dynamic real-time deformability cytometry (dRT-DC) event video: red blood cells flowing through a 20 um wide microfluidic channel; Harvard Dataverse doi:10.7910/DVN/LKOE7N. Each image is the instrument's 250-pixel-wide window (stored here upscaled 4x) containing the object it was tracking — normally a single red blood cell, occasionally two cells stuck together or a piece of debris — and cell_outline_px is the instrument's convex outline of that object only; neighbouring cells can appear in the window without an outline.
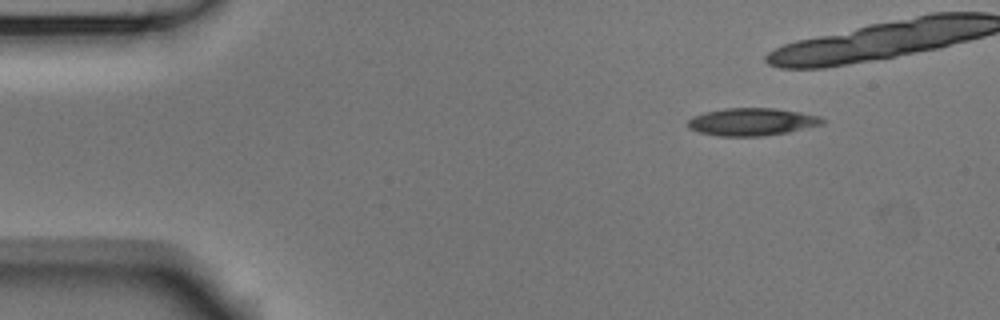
{"species": "Egyptian fruit bat (a non-hibernating species)", "species_latin": "Rousettus aegyptiacus", "temperature_condition": "room temperature", "stored_images_in_passage": 4, "camera_frame_rate_fps": 3000, "um_per_image_px": 0.085, "animal": {"sex": "male"}, "frame": {"image": 1, "passage_image": 1, "time_ms": 0.0, "image_size_px": [1000, 320], "cell_outline_px": [[824, 124], [788, 132], [760, 136], [716, 136], [700, 132], [688, 128], [688, 120], [692, 116], [704, 112], [724, 108], [776, 108], [800, 112], [820, 116], [824, 120]], "centroid_in_image_um": [63.9, 10.35], "position_along_channel_um": 21.1, "area_um2": 21.68}}